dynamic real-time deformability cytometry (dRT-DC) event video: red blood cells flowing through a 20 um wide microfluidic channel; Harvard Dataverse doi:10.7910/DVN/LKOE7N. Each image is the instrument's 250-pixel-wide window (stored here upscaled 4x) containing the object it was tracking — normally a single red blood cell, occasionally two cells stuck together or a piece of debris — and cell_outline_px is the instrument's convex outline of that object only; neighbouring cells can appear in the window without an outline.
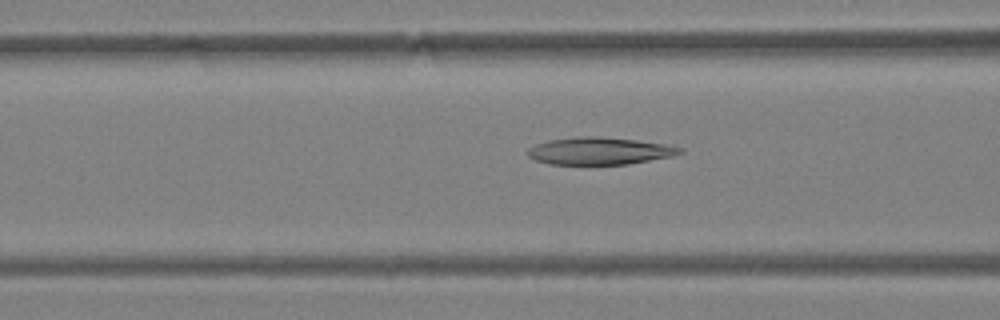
{"species": "Egyptian fruit bat (a non-hibernating species)", "species_latin": "Rousettus aegyptiacus", "temperature_condition": "warm", "stored_images_in_passage": 31, "camera_frame_rate_fps": 3000, "um_per_image_px": 0.085, "animal": {"sex": "female"}, "frame": {"image": 1, "passage_image": 19, "time_ms": 6.0, "image_size_px": [1000, 320], "cell_outline_px": [[684, 152], [672, 156], [628, 164], [548, 164], [536, 160], [528, 156], [524, 152], [528, 148], [536, 144], [548, 140], [576, 136], [600, 136], [636, 140], [684, 148]], "centroid_in_image_um": [50.9, 12.83], "position_along_channel_um": 115.7, "area_um2": 24.22}}
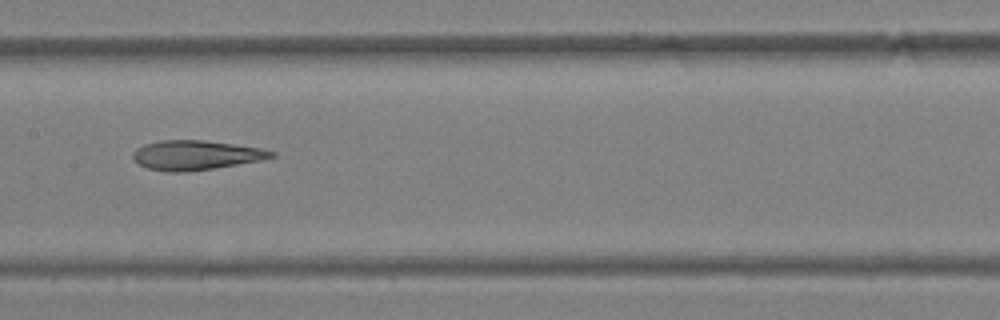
{"frame": {"image": 2, "passage_image": 24, "time_ms": 7.667, "image_size_px": [1000, 320], "cell_outline_px": [[276, 156], [264, 160], [216, 168], [188, 172], [168, 172], [148, 168], [140, 164], [132, 156], [132, 152], [136, 148], [144, 144], [160, 140], [204, 140], [260, 148], [276, 152]], "centroid_in_image_um": [16.67, 13.19], "position_along_channel_um": 190.7, "area_um2": 23.93}}
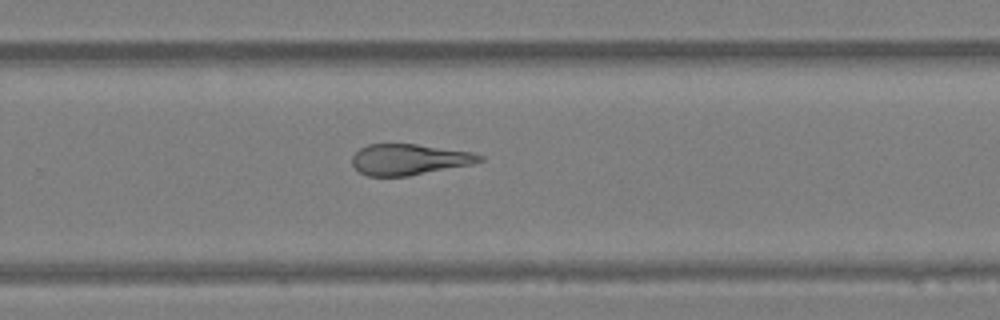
{"frame": {"image": 3, "passage_image": 31, "time_ms": 10.0, "image_size_px": [1000, 320], "cell_outline_px": [[484, 160], [472, 164], [408, 176], [368, 176], [360, 172], [352, 164], [352, 156], [360, 148], [368, 144], [416, 144], [472, 152], [484, 156]], "centroid_in_image_um": [34.78, 13.55], "position_along_channel_um": 295.0, "area_um2": 22.89}}